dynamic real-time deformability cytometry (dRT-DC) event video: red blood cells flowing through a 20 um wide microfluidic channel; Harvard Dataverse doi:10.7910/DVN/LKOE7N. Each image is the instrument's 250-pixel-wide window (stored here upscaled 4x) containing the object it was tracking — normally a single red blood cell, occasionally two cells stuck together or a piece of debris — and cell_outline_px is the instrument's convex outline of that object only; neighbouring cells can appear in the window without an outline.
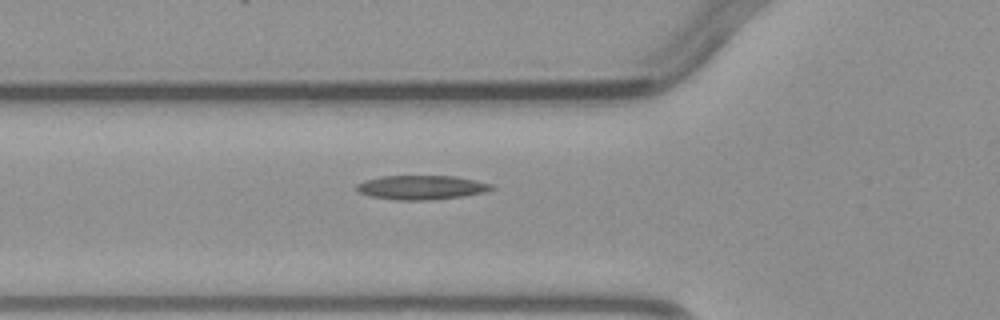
{"species": "common noctule bat (a hibernating species)", "species_latin": "Nyctalus noctula", "temperature_condition": "warm", "stored_images_in_passage": 5, "camera_frame_rate_fps": 3000, "um_per_image_px": 0.085, "animal": {"sex": "male", "body_mass_g": 23.1, "forearm_length_mm": 52.7}, "frame": {"image": 1, "passage_image": 5, "time_ms": 4.667, "image_size_px": [1000, 320], "cell_outline_px": [[496, 188], [484, 192], [460, 196], [428, 200], [400, 200], [372, 196], [360, 192], [356, 188], [356, 184], [364, 180], [380, 176], [452, 176], [476, 180], [492, 184]], "centroid_in_image_um": [35.82, 15.92], "position_along_channel_um": 90.0, "area_um2": 18.79}}